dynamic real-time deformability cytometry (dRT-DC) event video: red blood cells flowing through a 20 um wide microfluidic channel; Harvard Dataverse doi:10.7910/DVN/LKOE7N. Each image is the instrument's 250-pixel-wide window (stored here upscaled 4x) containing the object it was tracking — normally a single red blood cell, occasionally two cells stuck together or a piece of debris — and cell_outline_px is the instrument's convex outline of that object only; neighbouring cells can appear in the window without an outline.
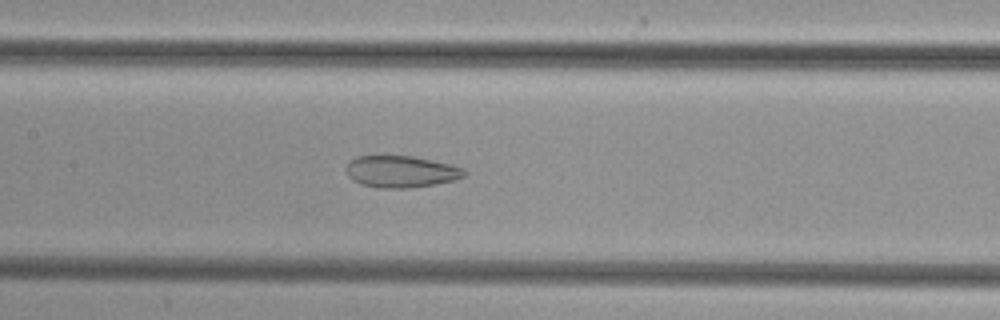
{"species": "common noctule bat (a hibernating species)", "species_latin": "Nyctalus noctula", "temperature_condition": "cold", "stored_images_in_passage": 13, "camera_frame_rate_fps": 3000, "um_per_image_px": 0.085, "animal": {"sex": "female", "body_mass_g": 29.2, "forearm_length_mm": 56.3}, "frame": {"image": 1, "passage_image": 13, "time_ms": 4.0, "image_size_px": [1000, 320], "cell_outline_px": [[468, 172], [464, 176], [456, 180], [408, 188], [380, 188], [360, 184], [352, 180], [348, 176], [348, 164], [356, 156], [412, 156], [432, 160], [464, 168]], "centroid_in_image_um": [34.11, 14.59], "position_along_channel_um": 173.3, "area_um2": 21.68}}